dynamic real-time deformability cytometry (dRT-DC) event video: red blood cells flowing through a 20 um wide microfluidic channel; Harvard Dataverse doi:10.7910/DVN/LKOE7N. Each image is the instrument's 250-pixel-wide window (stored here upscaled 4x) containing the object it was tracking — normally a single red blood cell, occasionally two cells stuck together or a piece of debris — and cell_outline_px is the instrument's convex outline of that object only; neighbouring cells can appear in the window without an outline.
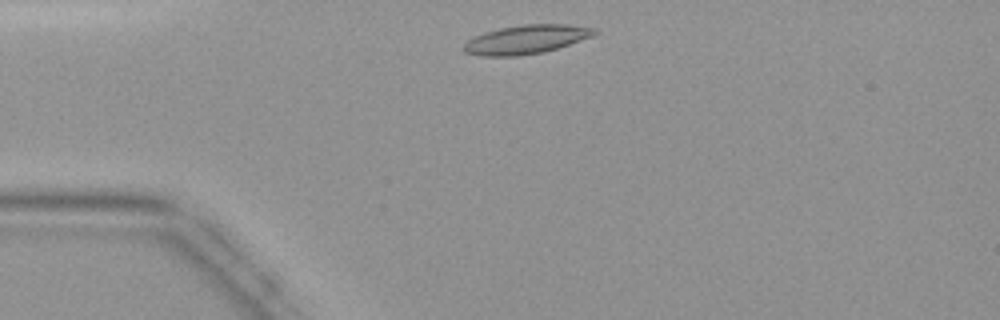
{"species": "common noctule bat (a hibernating species)", "species_latin": "Nyctalus noctula", "temperature_condition": "warm", "stored_images_in_passage": 36, "camera_frame_rate_fps": 3000, "um_per_image_px": 0.085, "animal": {"sex": "female", "body_mass_g": 19.9}, "frame": {"image": 1, "passage_image": 2, "time_ms": 0.333, "image_size_px": [1000, 320], "cell_outline_px": [[600, 32], [592, 36], [544, 52], [520, 56], [480, 56], [464, 52], [460, 48], [468, 40], [476, 36], [500, 28], [524, 24], [568, 24], [596, 28]], "centroid_in_image_um": [44.73, 3.36], "position_along_channel_um": 40.3, "area_um2": 21.91}}
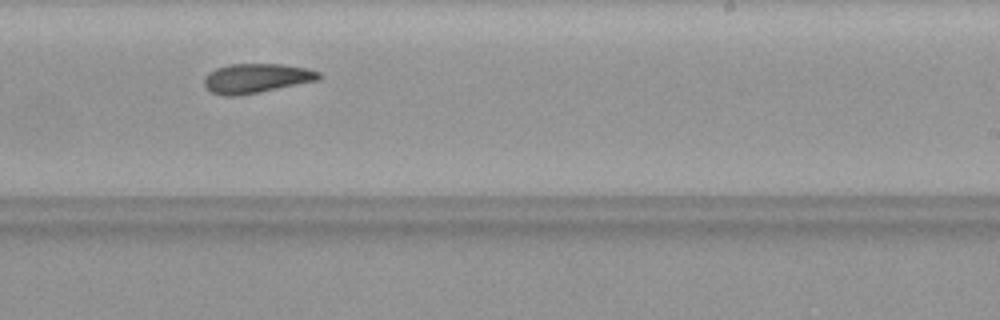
{"frame": {"image": 2, "passage_image": 19, "time_ms": 6.0, "image_size_px": [1000, 320], "cell_outline_px": [[324, 76], [320, 80], [260, 92], [236, 96], [224, 96], [212, 92], [204, 84], [204, 80], [208, 72], [216, 68], [228, 64], [280, 64], [308, 68], [320, 72]], "centroid_in_image_um": [21.83, 6.65], "position_along_channel_um": 267.2, "area_um2": 19.83}}
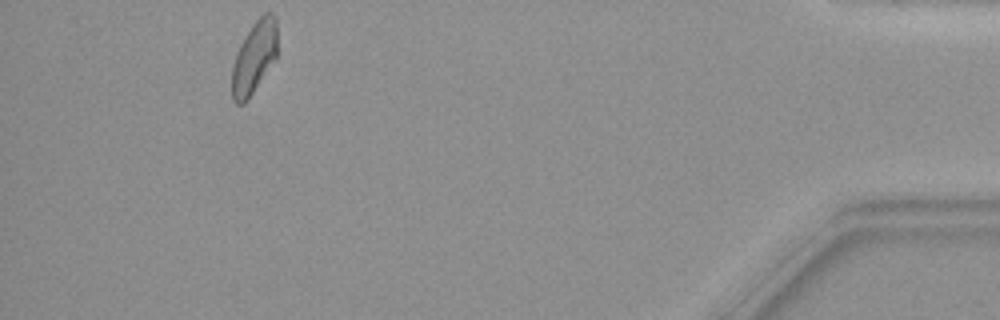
{"frame": {"image": 3, "passage_image": 33, "time_ms": 10.667, "image_size_px": [1000, 320], "cell_outline_px": [[276, 56], [248, 100], [244, 104], [236, 104], [232, 100], [232, 64], [236, 52], [244, 36], [252, 24], [264, 12], [272, 12], [276, 16]], "centroid_in_image_um": [21.57, 4.87], "position_along_channel_um": 413.6, "area_um2": 19.07}}